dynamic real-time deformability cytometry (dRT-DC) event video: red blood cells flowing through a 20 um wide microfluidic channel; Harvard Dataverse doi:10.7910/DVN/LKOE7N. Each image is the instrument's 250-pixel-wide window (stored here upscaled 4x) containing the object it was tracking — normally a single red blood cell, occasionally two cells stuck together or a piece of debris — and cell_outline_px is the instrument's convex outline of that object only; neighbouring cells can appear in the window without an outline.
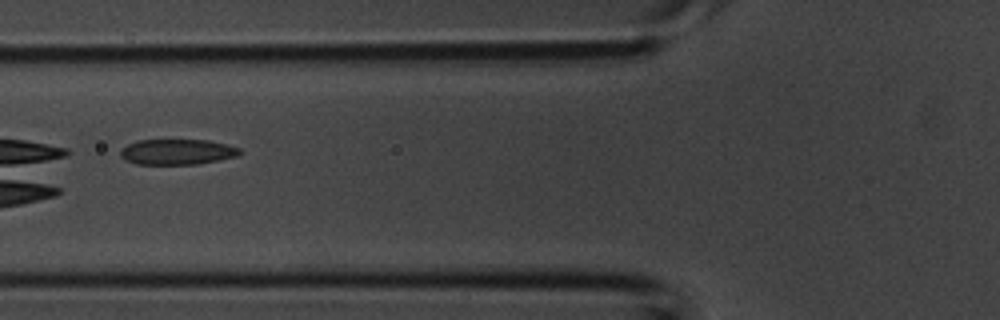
{"species": "common noctule bat (a hibernating species)", "species_latin": "Nyctalus noctula", "temperature_condition": "room temperature", "stored_images_in_passage": 5, "camera_frame_rate_fps": 3000, "um_per_image_px": 0.085, "animal": {"sex": "male", "body_mass_g": 20.1, "forearm_length_mm": 53.5}, "frame": {"image": 1, "passage_image": 5, "time_ms": 1.333, "image_size_px": [1000, 320], "cell_outline_px": [[244, 152], [236, 156], [196, 164], [136, 164], [124, 160], [120, 156], [120, 148], [136, 140], [208, 140], [228, 144], [240, 148]], "centroid_in_image_um": [15.04, 12.9], "position_along_channel_um": 110.8, "area_um2": 17.86}}